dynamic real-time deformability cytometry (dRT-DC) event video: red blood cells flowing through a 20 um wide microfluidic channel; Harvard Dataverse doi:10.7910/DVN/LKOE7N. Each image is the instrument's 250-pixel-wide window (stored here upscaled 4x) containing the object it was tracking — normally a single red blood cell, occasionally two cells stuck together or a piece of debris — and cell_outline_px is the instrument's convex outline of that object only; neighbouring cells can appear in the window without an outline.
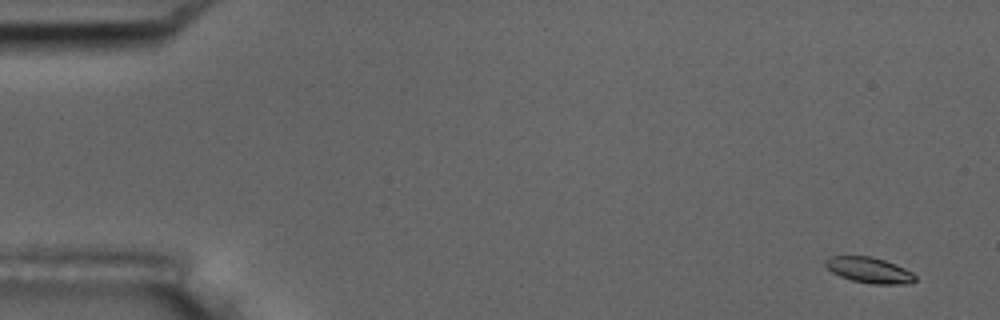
{"species": "common noctule bat (a hibernating species)", "species_latin": "Nyctalus noctula", "temperature_condition": "room temperature", "stored_images_in_passage": 5, "camera_frame_rate_fps": 3000, "um_per_image_px": 0.085, "animal": {"sex": "male", "body_mass_g": 17.5, "forearm_length_mm": 52.3}, "frame": {"image": 1, "passage_image": 1, "time_ms": 0.0, "image_size_px": [1000, 320], "cell_outline_px": [[916, 280], [912, 284], [872, 284], [852, 280], [840, 276], [832, 272], [824, 264], [824, 260], [828, 256], [872, 256], [896, 264], [912, 272], [916, 276]], "centroid_in_image_um": [73.9, 22.96], "position_along_channel_um": 11.1, "area_um2": 13.58}}